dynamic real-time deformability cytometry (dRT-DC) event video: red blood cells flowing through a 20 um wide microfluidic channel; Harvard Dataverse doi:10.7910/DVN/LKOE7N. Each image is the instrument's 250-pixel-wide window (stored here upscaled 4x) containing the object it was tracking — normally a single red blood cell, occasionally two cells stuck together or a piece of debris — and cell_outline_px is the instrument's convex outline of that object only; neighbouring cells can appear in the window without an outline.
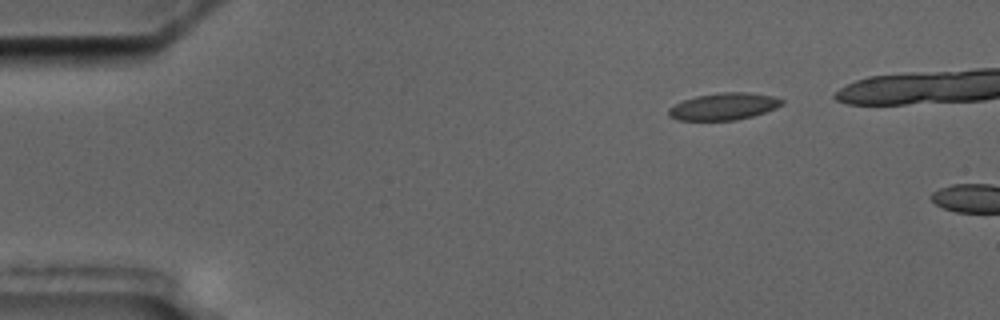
{"species": "common noctule bat (a hibernating species)", "species_latin": "Nyctalus noctula", "temperature_condition": "cold", "stored_images_in_passage": 3, "camera_frame_rate_fps": 3000, "um_per_image_px": 0.085, "animal": {"sex": "male", "body_mass_g": 17.5, "forearm_length_mm": 52.3}, "frame": {"image": 1, "passage_image": 1, "time_ms": 0.0, "image_size_px": [1000, 320], "cell_outline_px": [[784, 104], [776, 108], [752, 116], [736, 120], [676, 120], [668, 116], [668, 108], [684, 100], [696, 96], [724, 92], [748, 92], [772, 96], [784, 100]], "centroid_in_image_um": [61.52, 9.05], "position_along_channel_um": 23.5, "area_um2": 17.74}}